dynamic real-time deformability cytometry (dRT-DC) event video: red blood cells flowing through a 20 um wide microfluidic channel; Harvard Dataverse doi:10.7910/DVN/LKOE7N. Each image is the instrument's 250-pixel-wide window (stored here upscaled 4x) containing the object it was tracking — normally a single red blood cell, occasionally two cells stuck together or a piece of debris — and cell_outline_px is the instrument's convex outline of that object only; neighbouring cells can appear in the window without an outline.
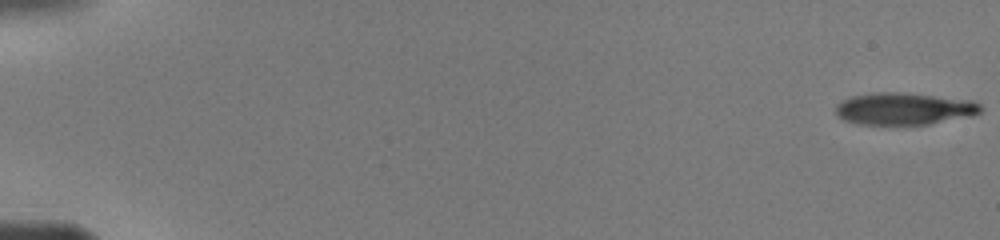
{"species": "human", "species_latin": "Homo sapiens", "temperature_condition": "warm", "stored_images_in_passage": 15, "camera_frame_rate_fps": 3000, "um_per_image_px": 0.085, "donor": {"sex": "male"}, "frame": {"image": 1, "passage_image": 1, "time_ms": 0.0, "image_size_px": [1000, 240], "cell_outline_px": [[984, 108], [980, 112], [972, 116], [928, 124], [856, 124], [844, 120], [836, 116], [836, 104], [852, 96], [880, 92], [896, 92], [972, 100], [980, 104]], "centroid_in_image_um": [76.85, 9.25], "position_along_channel_um": 8.2, "area_um2": 26.93}}
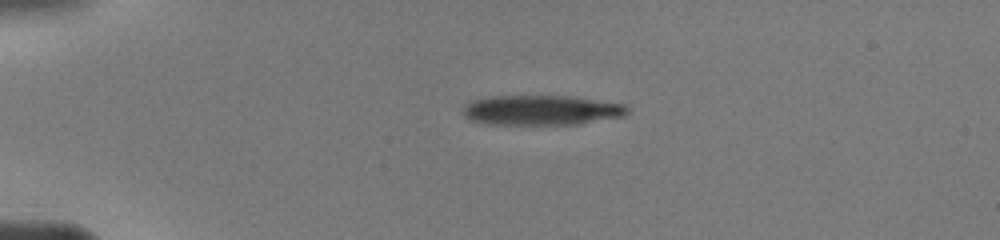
{"frame": {"image": 2, "passage_image": 9, "time_ms": 4.0, "image_size_px": [1000, 240], "cell_outline_px": [[628, 112], [624, 116], [580, 124], [488, 124], [472, 120], [464, 116], [464, 108], [472, 100], [492, 96], [568, 96], [624, 104], [628, 108]], "centroid_in_image_um": [46.04, 9.37], "position_along_channel_um": 39.0, "area_um2": 28.38}}
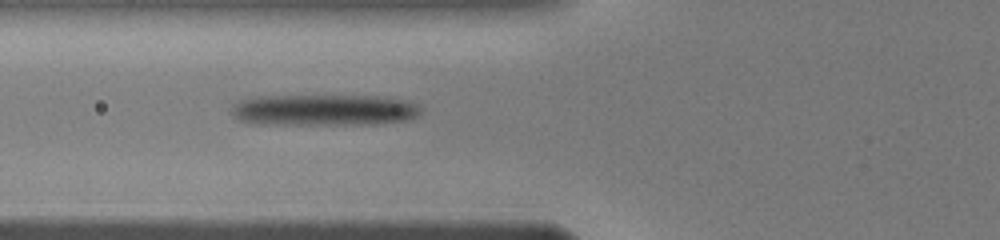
{"frame": {"image": 3, "passage_image": 15, "time_ms": 6.667, "image_size_px": [1000, 240], "cell_outline_px": [[420, 112], [416, 116], [408, 120], [372, 124], [264, 124], [240, 120], [232, 112], [232, 108], [240, 100], [256, 96], [376, 96], [404, 100], [420, 104]], "centroid_in_image_um": [27.58, 9.35], "position_along_channel_um": 98.2, "area_um2": 34.28}}